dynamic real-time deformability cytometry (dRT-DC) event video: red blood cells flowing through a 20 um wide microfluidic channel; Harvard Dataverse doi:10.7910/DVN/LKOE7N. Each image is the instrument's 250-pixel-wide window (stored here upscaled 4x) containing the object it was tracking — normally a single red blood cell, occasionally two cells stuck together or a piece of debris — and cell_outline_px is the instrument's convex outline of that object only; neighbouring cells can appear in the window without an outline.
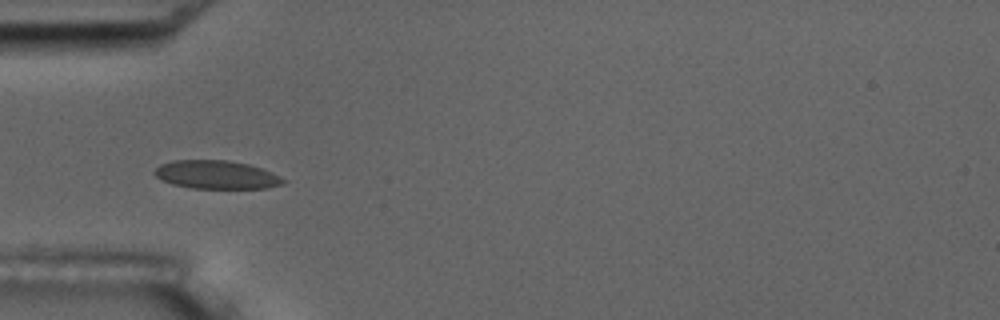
{"species": "common noctule bat (a hibernating species)", "species_latin": "Nyctalus noctula", "temperature_condition": "room temperature", "stored_images_in_passage": 6, "camera_frame_rate_fps": 3000, "um_per_image_px": 0.085, "animal": {"sex": "male", "body_mass_g": 17.5, "forearm_length_mm": 52.3}, "frame": {"image": 1, "passage_image": 4, "time_ms": 3.667, "image_size_px": [1000, 320], "cell_outline_px": [[284, 184], [268, 188], [192, 188], [172, 184], [156, 176], [152, 172], [160, 164], [172, 160], [228, 160], [248, 164], [272, 172], [280, 176], [284, 180]], "centroid_in_image_um": [18.39, 14.84], "position_along_channel_um": 66.6, "area_um2": 21.21}}